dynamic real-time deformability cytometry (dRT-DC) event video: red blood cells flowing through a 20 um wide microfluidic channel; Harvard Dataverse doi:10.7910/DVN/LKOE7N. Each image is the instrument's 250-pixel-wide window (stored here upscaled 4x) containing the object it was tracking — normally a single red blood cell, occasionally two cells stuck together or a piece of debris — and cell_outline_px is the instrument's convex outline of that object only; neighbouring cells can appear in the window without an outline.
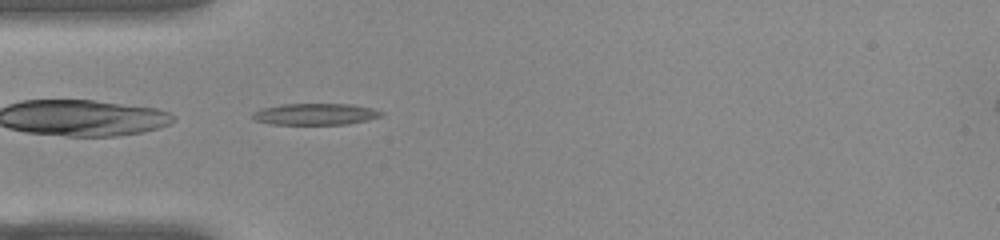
{"species": "common noctule bat (a hibernating species)", "species_latin": "Nyctalus noctula", "temperature_condition": "warm", "stored_images_in_passage": 35, "camera_frame_rate_fps": 3000, "um_per_image_px": 0.085, "animal": {"sex": "female", "body_mass_g": 22.0, "forearm_length_mm": 56.7}, "frame": {"image": 1, "passage_image": 1, "time_ms": 0.0, "image_size_px": [1000, 240], "cell_outline_px": [[384, 116], [368, 120], [348, 124], [268, 124], [256, 120], [252, 116], [252, 112], [260, 108], [280, 104], [352, 104], [372, 108], [384, 112]], "centroid_in_image_um": [26.82, 9.7], "position_along_channel_um": 58.2, "area_um2": 16.3}}
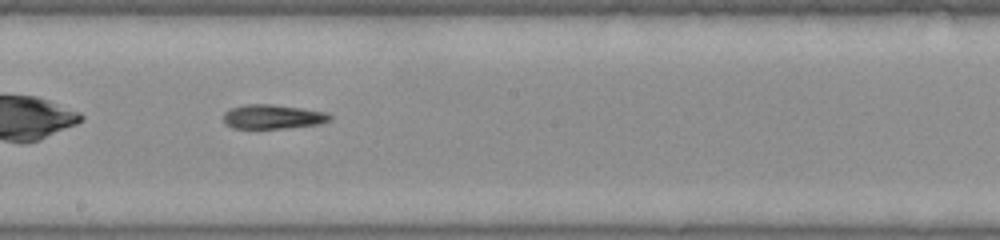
{"frame": {"image": 2, "passage_image": 14, "time_ms": 4.333, "image_size_px": [1000, 240], "cell_outline_px": [[332, 120], [320, 124], [288, 128], [232, 128], [224, 124], [224, 112], [232, 108], [248, 104], [268, 104], [300, 108], [328, 112], [332, 116]], "centroid_in_image_um": [23.22, 9.93], "position_along_channel_um": 225.0, "area_um2": 15.09}}
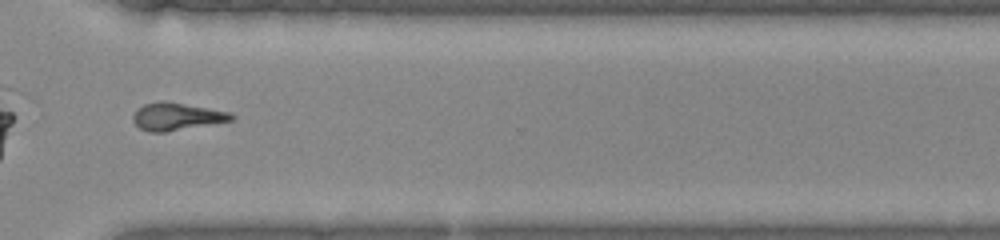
{"frame": {"image": 3, "passage_image": 24, "time_ms": 7.667, "image_size_px": [1000, 240], "cell_outline_px": [[236, 116], [232, 120], [168, 132], [148, 132], [140, 128], [132, 120], [132, 116], [144, 104], [164, 100], [232, 112]], "centroid_in_image_um": [15.04, 9.9], "position_along_channel_um": 355.6, "area_um2": 15.78}, "authors_computed_cell_mechanics": {"area_um2": 15.4326, "velocity_mm_per_s": 3.9052, "shape_relaxation_time_tau1_ms": null, "shape_relaxation_time_tau2_ms": 6.4645, "deformation_change_tau1": null, "deformation_change_tau2": 0.1949}}